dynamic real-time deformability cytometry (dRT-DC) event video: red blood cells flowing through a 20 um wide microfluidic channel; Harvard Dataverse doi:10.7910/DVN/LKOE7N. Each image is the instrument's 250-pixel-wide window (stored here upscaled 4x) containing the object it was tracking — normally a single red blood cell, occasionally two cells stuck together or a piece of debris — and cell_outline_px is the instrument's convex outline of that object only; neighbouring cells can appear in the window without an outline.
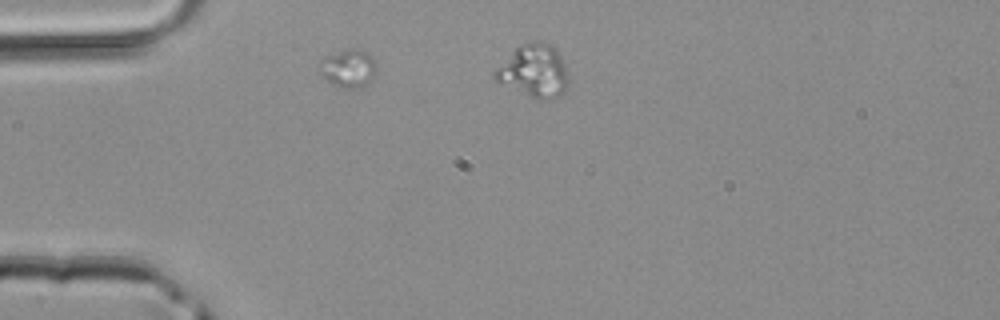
{"species": "common noctule bat (a hibernating species)", "species_latin": "Nyctalus noctula", "temperature_condition": "room temperature", "stored_images_in_passage": 2, "camera_frame_rate_fps": 3000, "um_per_image_px": 0.085, "animal": {"sex": "male", "body_mass_g": 20.4}, "frame": {"image": 1, "passage_image": 1, "time_ms": 0.0, "image_size_px": [1000, 320], "cell_outline_px": [[376, 72], [364, 84], [352, 88], [344, 88], [332, 84], [320, 76], [320, 60], [324, 56], [352, 48], [364, 48], [372, 56], [376, 64]], "centroid_in_image_um": [29.59, 5.76], "position_along_channel_um": 55.4, "area_um2": 12.6}}